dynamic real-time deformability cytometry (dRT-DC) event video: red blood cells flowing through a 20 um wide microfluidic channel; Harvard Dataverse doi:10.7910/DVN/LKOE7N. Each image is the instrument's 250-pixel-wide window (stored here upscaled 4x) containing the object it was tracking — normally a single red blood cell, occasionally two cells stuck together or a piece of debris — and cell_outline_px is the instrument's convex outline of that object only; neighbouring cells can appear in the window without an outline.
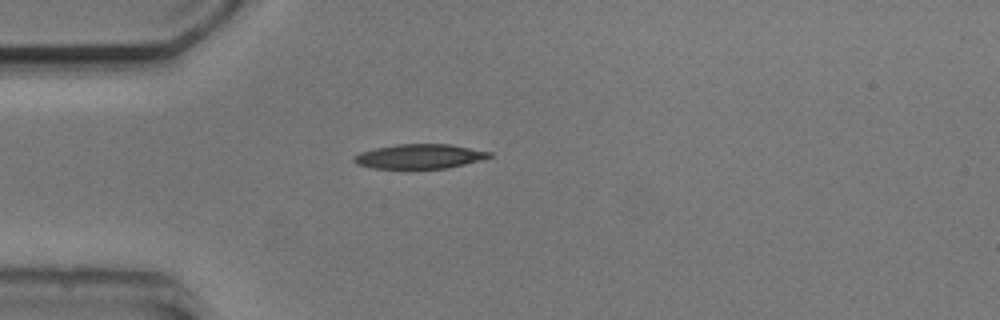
{"species": "common noctule bat (a hibernating species)", "species_latin": "Nyctalus noctula", "temperature_condition": "cold", "stored_images_in_passage": 2, "camera_frame_rate_fps": 3000, "um_per_image_px": 0.085, "animal": {"sex": "male", "body_mass_g": 20.5, "forearm_length_mm": 52.5}, "frame": {"image": 1, "passage_image": 1, "time_ms": 0.0, "image_size_px": [1000, 320], "cell_outline_px": [[492, 156], [484, 160], [448, 168], [372, 168], [356, 164], [352, 160], [360, 152], [376, 148], [396, 144], [448, 144], [492, 152]], "centroid_in_image_um": [35.7, 13.29], "position_along_channel_um": 49.3, "area_um2": 19.31}}